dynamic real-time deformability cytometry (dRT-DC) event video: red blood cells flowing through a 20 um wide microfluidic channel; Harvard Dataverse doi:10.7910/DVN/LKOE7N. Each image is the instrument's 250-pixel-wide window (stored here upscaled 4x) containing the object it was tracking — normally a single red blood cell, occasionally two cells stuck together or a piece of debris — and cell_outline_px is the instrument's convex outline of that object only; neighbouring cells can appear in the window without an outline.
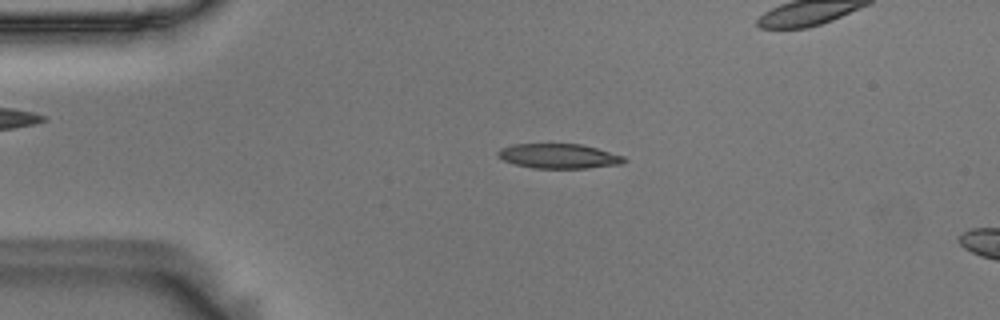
{"species": "Egyptian fruit bat (a non-hibernating species)", "species_latin": "Rousettus aegyptiacus", "temperature_condition": "room temperature", "stored_images_in_passage": 8, "camera_frame_rate_fps": 3000, "um_per_image_px": 0.085, "animal": {"sex": "male"}, "frame": {"image": 1, "passage_image": 3, "time_ms": 0.667, "image_size_px": [1000, 320], "cell_outline_px": [[628, 160], [624, 164], [588, 168], [532, 168], [516, 164], [504, 160], [496, 156], [496, 152], [500, 148], [512, 144], [580, 144], [596, 148], [624, 156]], "centroid_in_image_um": [47.5, 13.27], "position_along_channel_um": 37.5, "area_um2": 18.26}}